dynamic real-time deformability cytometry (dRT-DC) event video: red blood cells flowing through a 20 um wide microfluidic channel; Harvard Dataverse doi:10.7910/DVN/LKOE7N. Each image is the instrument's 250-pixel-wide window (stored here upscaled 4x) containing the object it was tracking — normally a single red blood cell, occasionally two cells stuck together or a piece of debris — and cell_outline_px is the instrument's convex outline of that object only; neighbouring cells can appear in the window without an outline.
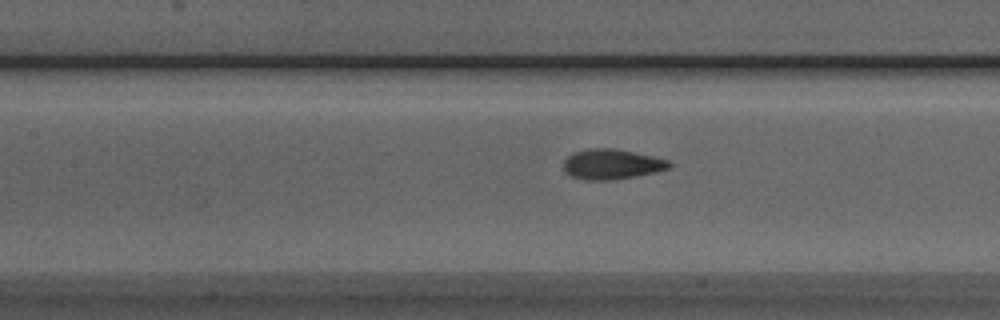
{"species": "Egyptian fruit bat (a non-hibernating species)", "species_latin": "Rousettus aegyptiacus", "temperature_condition": "room temperature", "stored_images_in_passage": 6, "camera_frame_rate_fps": 3000, "um_per_image_px": 0.085, "animal": {"sex": "male"}, "frame": {"image": 1, "passage_image": 5, "time_ms": 1.333, "image_size_px": [1000, 320], "cell_outline_px": [[672, 164], [668, 168], [656, 172], [636, 176], [612, 180], [584, 180], [572, 176], [564, 172], [564, 160], [572, 152], [588, 148], [612, 148], [652, 156], [668, 160]], "centroid_in_image_um": [51.96, 13.96], "position_along_channel_um": 155.4, "area_um2": 18.55}}